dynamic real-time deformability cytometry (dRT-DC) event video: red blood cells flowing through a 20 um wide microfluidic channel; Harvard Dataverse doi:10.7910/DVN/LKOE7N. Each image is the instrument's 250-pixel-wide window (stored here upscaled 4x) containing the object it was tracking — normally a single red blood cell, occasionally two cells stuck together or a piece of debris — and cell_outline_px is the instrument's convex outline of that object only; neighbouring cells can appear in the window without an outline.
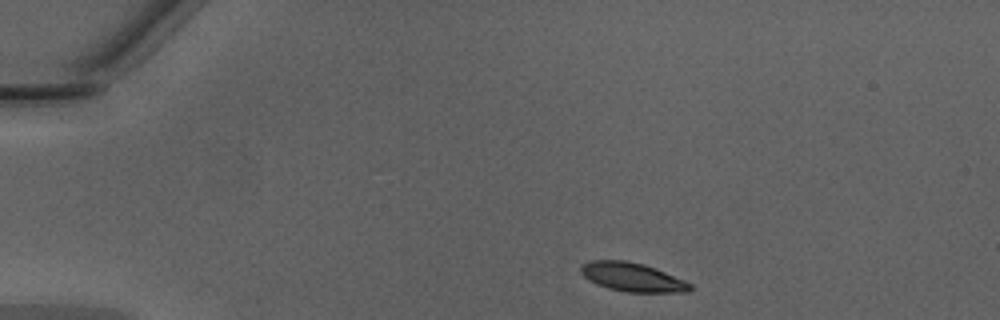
{"species": "Egyptian fruit bat (a non-hibernating species)", "species_latin": "Rousettus aegyptiacus", "temperature_condition": "warm", "stored_images_in_passage": 40, "camera_frame_rate_fps": 3000, "um_per_image_px": 0.085, "animal": {"sex": "male"}, "frame": {"image": 1, "passage_image": 1, "time_ms": 0.0, "image_size_px": [1000, 320], "cell_outline_px": [[692, 288], [688, 292], [628, 292], [608, 288], [596, 284], [588, 280], [580, 272], [580, 264], [588, 260], [624, 260], [644, 264], [684, 280], [692, 284]], "centroid_in_image_um": [53.7, 23.55], "position_along_channel_um": 31.3, "area_um2": 18.38}}
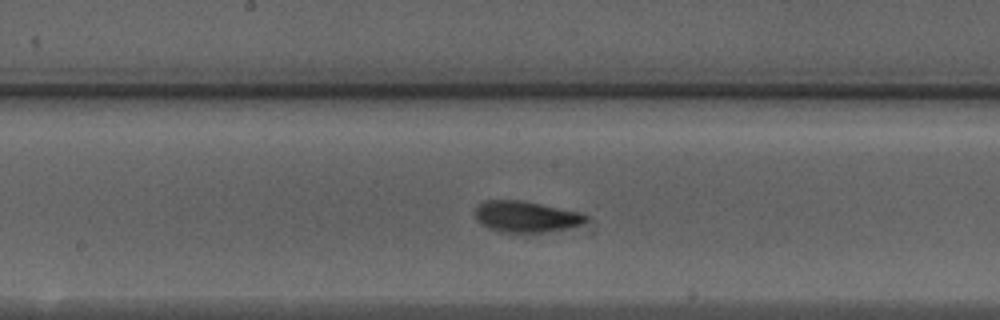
{"frame": {"image": 2, "passage_image": 18, "time_ms": 5.667, "image_size_px": [1000, 320], "cell_outline_px": [[588, 220], [580, 224], [568, 228], [544, 232], [504, 232], [488, 228], [476, 220], [476, 204], [484, 200], [520, 200], [580, 212], [588, 216]], "centroid_in_image_um": [44.68, 18.4], "position_along_channel_um": 203.5, "area_um2": 20.0}}
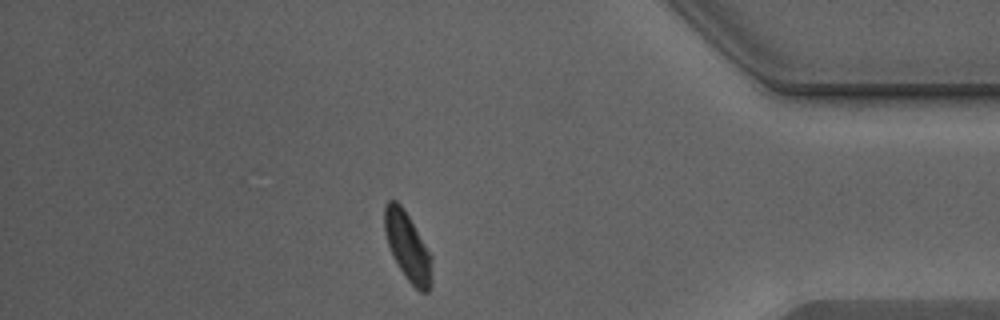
{"frame": {"image": 3, "passage_image": 34, "time_ms": 11.0, "image_size_px": [1000, 320], "cell_outline_px": [[432, 284], [428, 292], [420, 292], [404, 276], [388, 244], [384, 232], [384, 208], [388, 200], [396, 200], [400, 204], [408, 216], [432, 256]], "centroid_in_image_um": [34.66, 20.98], "position_along_channel_um": 400.5, "area_um2": 18.61}, "authors_computed_cell_mechanics": {"area_um2": 19.3341, "velocity_mm_per_s": 4.2771, "shape_relaxation_time_tau1_ms": 2.0705, "shape_relaxation_time_tau2_ms": 1.0966, "deformation_change_tau1": 0.1366, "deformation_change_tau2": 0.072}}